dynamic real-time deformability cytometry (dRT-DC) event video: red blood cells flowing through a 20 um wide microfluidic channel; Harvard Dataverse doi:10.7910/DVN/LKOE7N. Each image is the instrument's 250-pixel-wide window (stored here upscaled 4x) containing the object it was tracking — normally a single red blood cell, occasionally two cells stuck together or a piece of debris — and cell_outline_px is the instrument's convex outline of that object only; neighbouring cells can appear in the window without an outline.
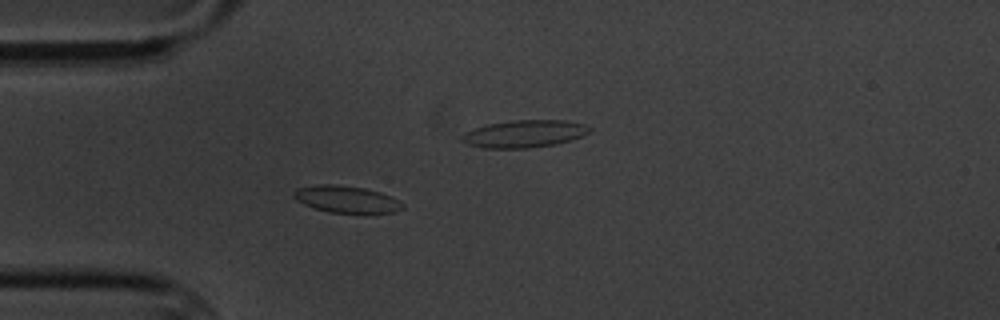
{"species": "common noctule bat (a hibernating species)", "species_latin": "Nyctalus noctula", "temperature_condition": "cold", "stored_images_in_passage": 5, "camera_frame_rate_fps": 3000, "um_per_image_px": 0.085, "animal": {"sex": "male", "body_mass_g": 20.1, "forearm_length_mm": 53.5}, "frame": {"image": 1, "passage_image": 3, "time_ms": 2.333, "image_size_px": [1000, 320], "cell_outline_px": [[404, 208], [396, 212], [328, 212], [304, 204], [296, 200], [292, 196], [292, 192], [296, 188], [320, 184], [332, 184], [364, 188], [380, 192], [392, 196], [400, 200], [404, 204]], "centroid_in_image_um": [29.45, 16.92], "position_along_channel_um": 55.6, "area_um2": 16.99}}
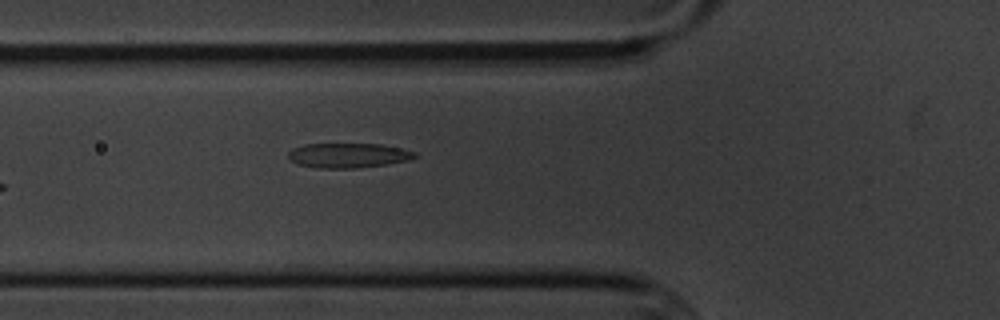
{"frame": {"image": 2, "passage_image": 5, "time_ms": 4.667, "image_size_px": [1000, 320], "cell_outline_px": [[416, 156], [408, 160], [388, 164], [356, 168], [316, 168], [300, 164], [288, 160], [288, 152], [292, 148], [304, 144], [380, 144], [400, 148], [416, 152]], "centroid_in_image_um": [29.56, 13.21], "position_along_channel_um": 96.2, "area_um2": 18.21}}